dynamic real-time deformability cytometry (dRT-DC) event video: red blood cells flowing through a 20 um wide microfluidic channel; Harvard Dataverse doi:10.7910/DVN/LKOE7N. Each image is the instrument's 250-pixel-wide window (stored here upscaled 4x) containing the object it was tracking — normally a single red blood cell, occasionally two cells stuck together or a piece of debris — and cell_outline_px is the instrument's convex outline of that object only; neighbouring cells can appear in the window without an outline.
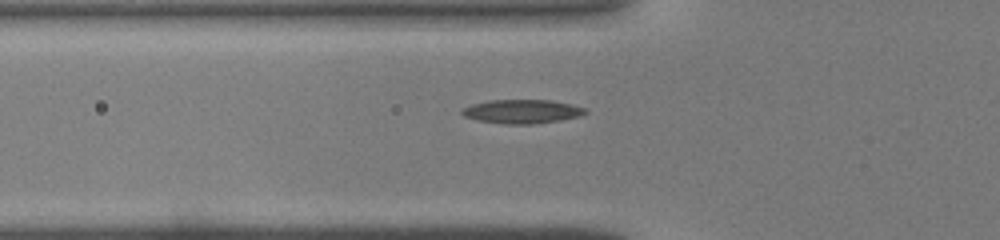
{"species": "common noctule bat (a hibernating species)", "species_latin": "Nyctalus noctula", "temperature_condition": "warm", "stored_images_in_passage": 30, "camera_frame_rate_fps": 3000, "um_per_image_px": 0.085, "animal": {"sex": "male", "body_mass_g": 19.0, "forearm_length_mm": 50.8}, "frame": {"image": 1, "passage_image": 2, "time_ms": 0.333, "image_size_px": [1000, 240], "cell_outline_px": [[588, 112], [580, 116], [560, 120], [532, 124], [504, 124], [476, 120], [464, 116], [460, 112], [460, 108], [472, 104], [488, 100], [552, 100], [572, 104], [584, 108]], "centroid_in_image_um": [44.34, 9.47], "position_along_channel_um": 81.5, "area_um2": 17.28}}
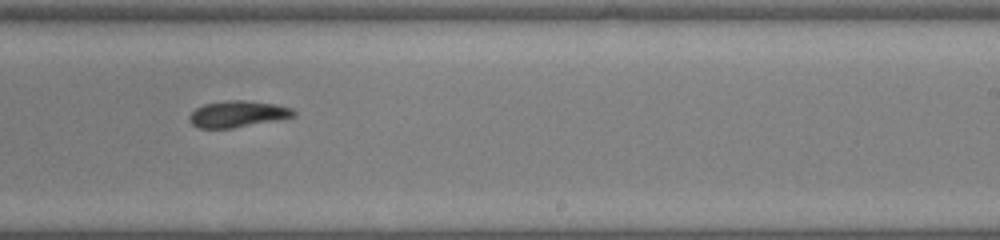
{"frame": {"image": 2, "passage_image": 14, "time_ms": 4.333, "image_size_px": [1000, 240], "cell_outline_px": [[296, 116], [276, 120], [232, 128], [196, 128], [188, 120], [188, 116], [196, 108], [204, 104], [228, 100], [244, 100], [276, 104], [292, 108], [296, 112]], "centroid_in_image_um": [20.19, 9.69], "position_along_channel_um": 268.8, "area_um2": 16.07}}
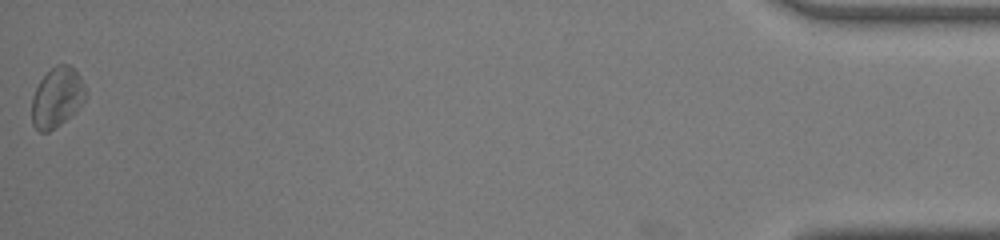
{"frame": {"image": 3, "passage_image": 30, "time_ms": 9.667, "image_size_px": [1000, 240], "cell_outline_px": [[88, 92], [84, 100], [76, 112], [60, 124], [48, 132], [40, 132], [32, 124], [32, 96], [40, 80], [56, 64], [68, 64], [80, 76]], "centroid_in_image_um": [4.85, 8.29], "position_along_channel_um": 430.3, "area_um2": 18.79}}